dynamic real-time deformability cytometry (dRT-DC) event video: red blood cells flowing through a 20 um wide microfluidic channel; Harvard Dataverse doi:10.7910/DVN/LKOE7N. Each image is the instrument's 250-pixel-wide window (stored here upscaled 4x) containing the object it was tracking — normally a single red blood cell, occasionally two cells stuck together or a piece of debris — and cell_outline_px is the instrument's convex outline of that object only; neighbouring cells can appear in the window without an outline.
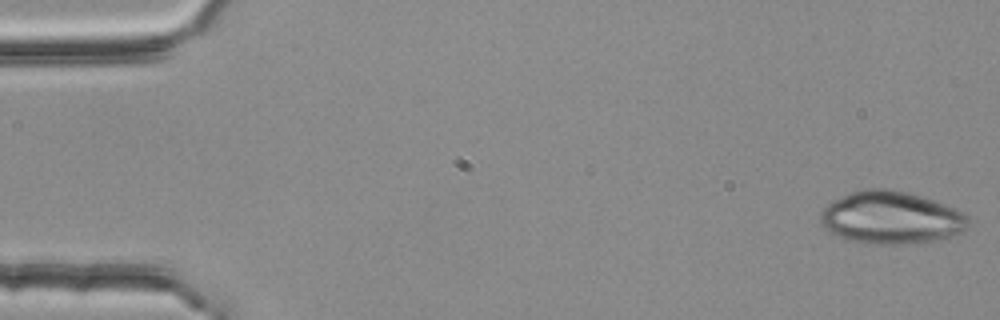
{"species": "common noctule bat (a hibernating species)", "species_latin": "Nyctalus noctula", "temperature_condition": "room temperature", "stored_images_in_passage": 53, "camera_frame_rate_fps": 3000, "um_per_image_px": 0.085, "animal": {"sex": "female", "body_mass_g": 25.1}, "frame": {"image": 1, "passage_image": 1, "time_ms": 0.0, "image_size_px": [1000, 320], "cell_outline_px": [[968, 228], [964, 232], [936, 240], [904, 244], [892, 244], [852, 240], [840, 236], [824, 228], [820, 220], [820, 212], [832, 200], [840, 196], [864, 188], [884, 188], [908, 192], [944, 204], [968, 216]], "centroid_in_image_um": [75.74, 18.48], "position_along_channel_um": 9.3, "area_um2": 44.74}}
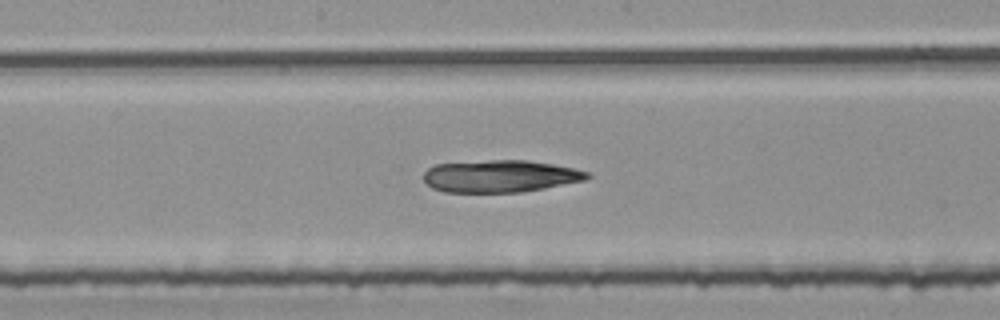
{"frame": {"image": 2, "passage_image": 28, "time_ms": 9.0, "image_size_px": [1000, 320], "cell_outline_px": [[592, 176], [584, 180], [544, 188], [520, 192], [444, 192], [432, 188], [424, 180], [424, 172], [428, 168], [436, 164], [488, 160], [528, 160], [552, 164], [572, 168], [588, 172]], "centroid_in_image_um": [42.49, 14.97], "position_along_channel_um": 205.7, "area_um2": 30.58}}
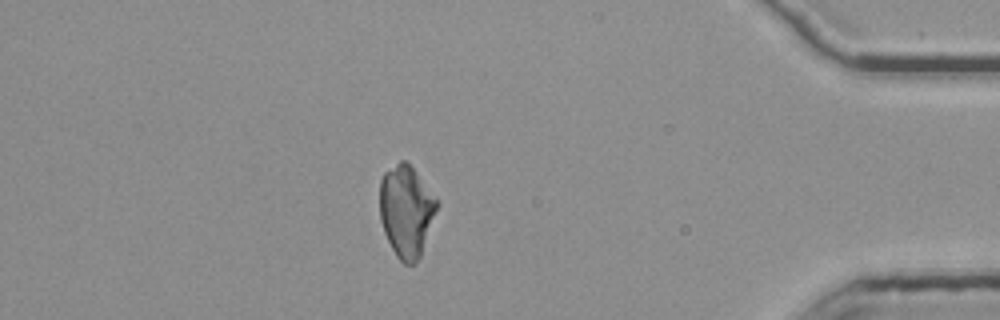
{"frame": {"image": 3, "passage_image": 47, "time_ms": 15.333, "image_size_px": [1000, 320], "cell_outline_px": [[440, 204], [420, 256], [412, 264], [404, 264], [396, 256], [384, 232], [380, 220], [380, 180], [384, 172], [400, 160], [404, 160], [416, 172]], "centroid_in_image_um": [34.53, 17.94], "position_along_channel_um": 400.7, "area_um2": 30.35}}